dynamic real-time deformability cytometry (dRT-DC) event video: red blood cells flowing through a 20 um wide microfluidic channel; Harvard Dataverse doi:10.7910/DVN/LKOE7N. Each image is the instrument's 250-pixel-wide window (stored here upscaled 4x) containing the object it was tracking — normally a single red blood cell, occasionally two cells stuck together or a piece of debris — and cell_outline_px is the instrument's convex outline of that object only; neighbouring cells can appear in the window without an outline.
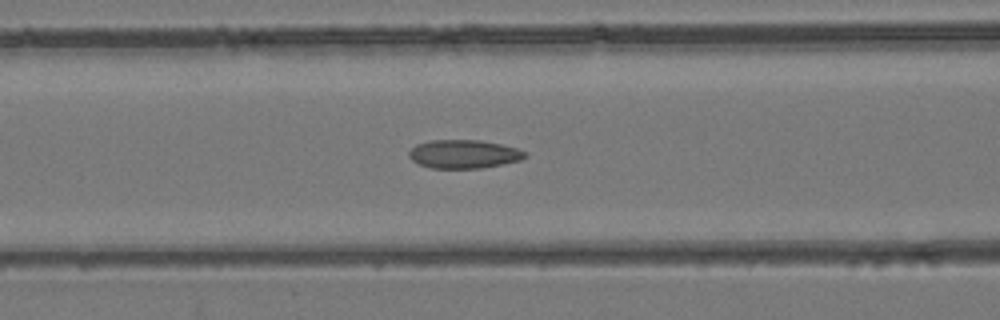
{"species": "common noctule bat (a hibernating species)", "species_latin": "Nyctalus noctula", "temperature_condition": "room temperature", "stored_images_in_passage": 37, "camera_frame_rate_fps": 3000, "um_per_image_px": 0.085, "animal": {"sex": "female", "body_mass_g": 24.6, "forearm_length_mm": 56.2}, "frame": {"image": 1, "passage_image": 9, "time_ms": 2.667, "image_size_px": [1000, 320], "cell_outline_px": [[528, 156], [520, 160], [480, 168], [432, 168], [420, 164], [412, 160], [408, 156], [408, 152], [416, 144], [432, 140], [480, 140], [500, 144], [516, 148], [528, 152]], "centroid_in_image_um": [39.42, 13.09], "position_along_channel_um": 127.2, "area_um2": 19.19}}
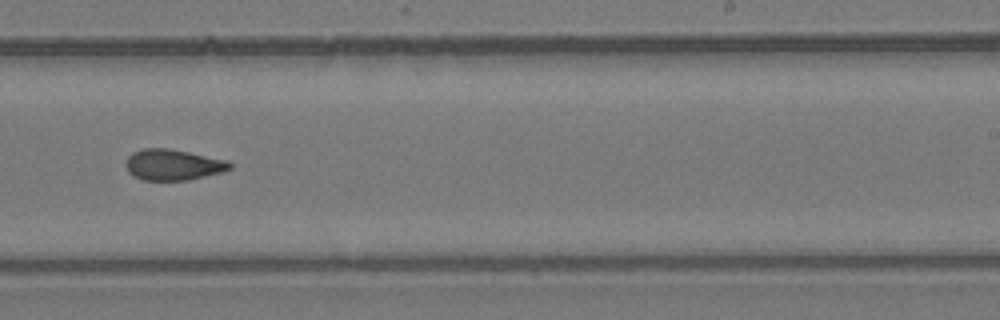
{"frame": {"image": 2, "passage_image": 19, "time_ms": 6.0, "image_size_px": [1000, 320], "cell_outline_px": [[232, 168], [224, 172], [188, 180], [144, 180], [132, 176], [128, 172], [124, 164], [128, 156], [132, 152], [144, 148], [168, 148], [228, 160], [232, 164]], "centroid_in_image_um": [14.7, 14.01], "position_along_channel_um": 274.3, "area_um2": 18.96}}
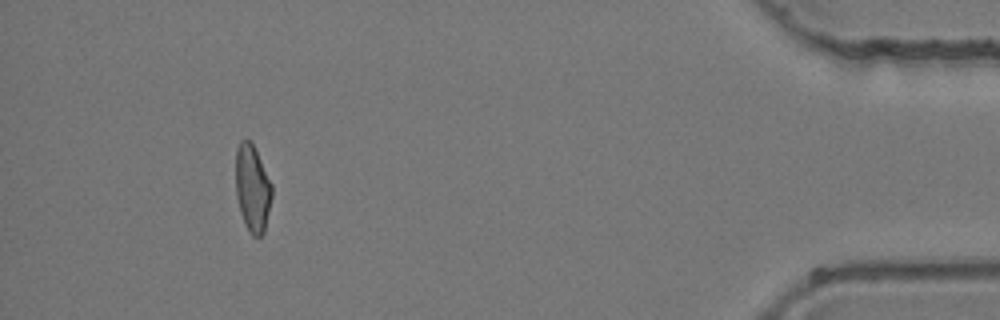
{"frame": {"image": 3, "passage_image": 33, "time_ms": 10.667, "image_size_px": [1000, 320], "cell_outline_px": [[272, 196], [264, 232], [260, 236], [252, 236], [244, 224], [240, 212], [236, 196], [236, 152], [240, 140], [252, 140], [272, 184]], "centroid_in_image_um": [21.46, 15.99], "position_along_channel_um": 413.7, "area_um2": 18.5}}